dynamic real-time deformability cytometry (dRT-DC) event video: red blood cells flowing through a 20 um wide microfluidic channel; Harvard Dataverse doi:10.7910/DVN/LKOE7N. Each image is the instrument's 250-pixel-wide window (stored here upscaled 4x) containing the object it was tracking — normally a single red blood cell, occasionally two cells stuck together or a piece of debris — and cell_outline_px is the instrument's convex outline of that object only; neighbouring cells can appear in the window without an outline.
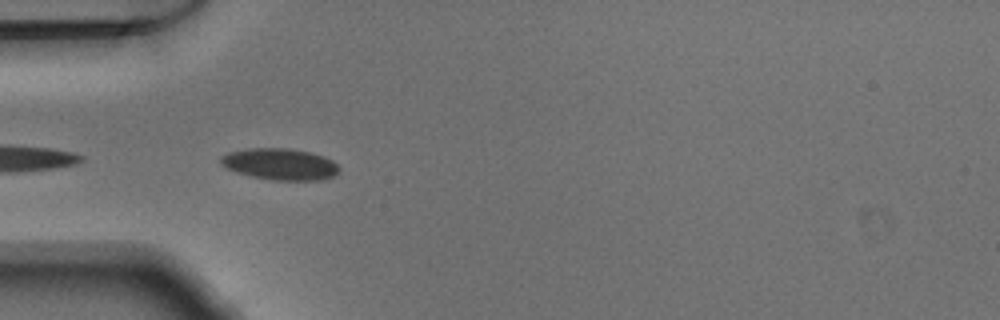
{"species": "Egyptian fruit bat (a non-hibernating species)", "species_latin": "Rousettus aegyptiacus", "temperature_condition": "warm", "stored_images_in_passage": 49, "camera_frame_rate_fps": 3000, "um_per_image_px": 0.085, "animal": {"sex": "male"}, "frame": {"image": 1, "passage_image": 15, "time_ms": 4.667, "image_size_px": [1000, 320], "cell_outline_px": [[340, 168], [332, 176], [320, 180], [272, 180], [252, 176], [236, 172], [220, 164], [220, 156], [228, 152], [248, 148], [288, 148], [308, 152], [324, 156], [332, 160]], "centroid_in_image_um": [23.77, 13.94], "position_along_channel_um": 61.2, "area_um2": 21.62}}
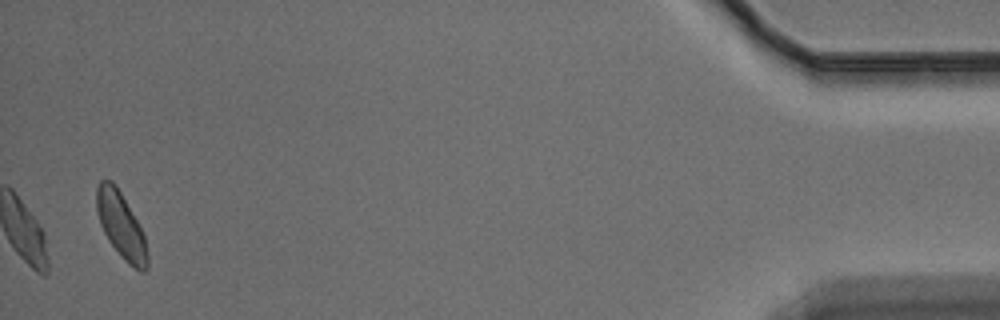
{"frame": {"image": 2, "passage_image": 49, "time_ms": 16.0, "image_size_px": [1000, 320], "cell_outline_px": [[148, 268], [144, 272], [140, 272], [132, 268], [124, 260], [108, 240], [100, 224], [96, 208], [96, 188], [100, 180], [112, 180], [116, 184], [136, 220], [144, 236], [148, 256]], "centroid_in_image_um": [10.28, 19.18], "position_along_channel_um": 424.9, "area_um2": 19.42}}